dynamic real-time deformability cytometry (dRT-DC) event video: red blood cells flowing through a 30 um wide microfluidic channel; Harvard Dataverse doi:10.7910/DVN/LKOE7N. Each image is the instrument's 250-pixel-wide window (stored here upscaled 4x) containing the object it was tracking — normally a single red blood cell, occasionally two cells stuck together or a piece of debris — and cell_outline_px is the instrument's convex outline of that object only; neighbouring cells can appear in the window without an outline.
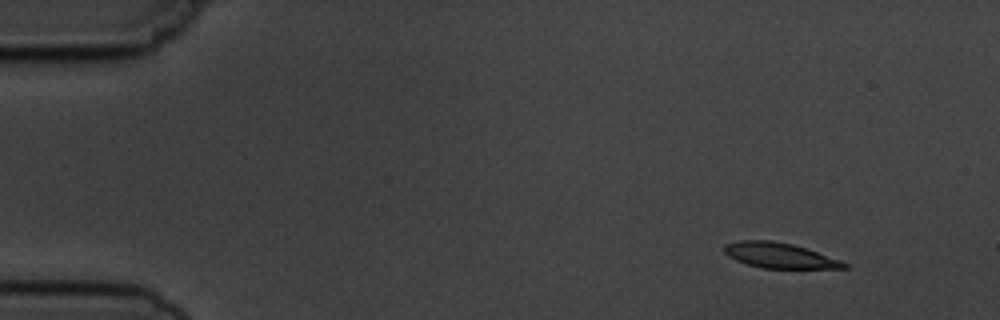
{"species": "common noctule bat (a hibernating species)", "species_latin": "Nyctalus noctula", "temperature_condition": "cold", "stored_images_in_passage": 5, "camera_frame_rate_fps": 3000, "um_per_image_px": 0.085, "animal": {"sex": "male", "body_mass_g": 19.5, "forearm_length_mm": 54.6}, "frame": {"image": 1, "passage_image": 1, "time_ms": 0.0, "image_size_px": [1000, 320], "cell_outline_px": [[848, 268], [760, 268], [736, 260], [728, 256], [724, 252], [724, 244], [740, 240], [772, 240], [792, 244], [840, 260], [848, 264]], "centroid_in_image_um": [66.21, 21.71], "position_along_channel_um": 18.8, "area_um2": 17.46}}
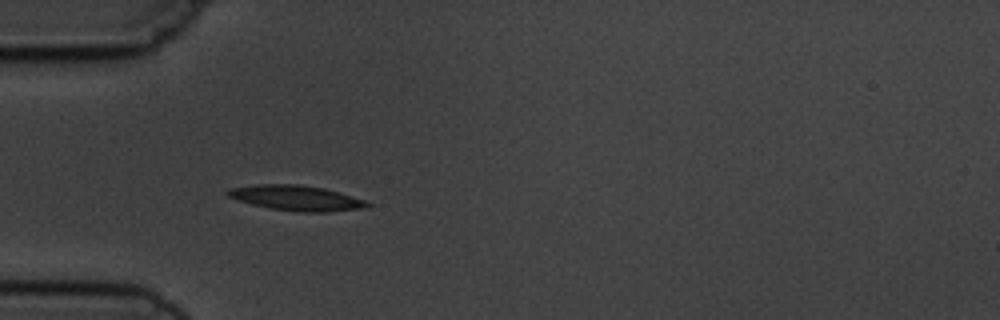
{"frame": {"image": 2, "passage_image": 4, "time_ms": 3.667, "image_size_px": [1000, 320], "cell_outline_px": [[372, 204], [368, 208], [328, 212], [300, 212], [268, 208], [236, 200], [228, 196], [224, 192], [232, 188], [256, 184], [300, 184], [324, 188], [368, 200]], "centroid_in_image_um": [25.24, 16.83], "position_along_channel_um": 59.8, "area_um2": 20.81}}
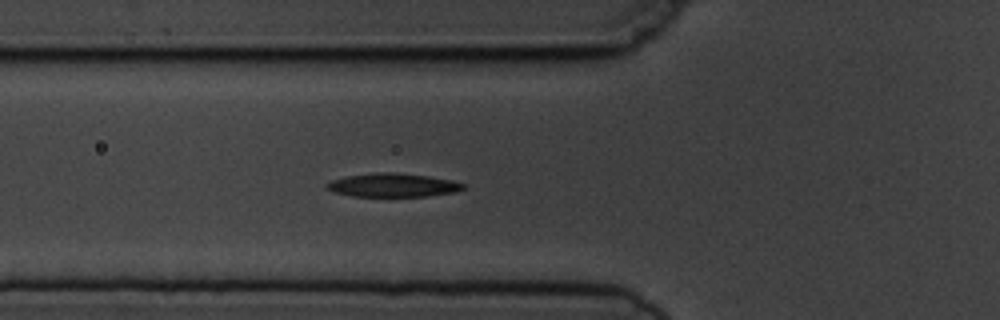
{"frame": {"image": 3, "passage_image": 5, "time_ms": 4.667, "image_size_px": [1000, 320], "cell_outline_px": [[464, 188], [456, 192], [428, 196], [352, 196], [336, 192], [324, 188], [324, 184], [332, 180], [344, 176], [376, 172], [396, 172], [428, 176], [452, 180], [464, 184]], "centroid_in_image_um": [33.36, 15.73], "position_along_channel_um": 92.4, "area_um2": 18.84}}